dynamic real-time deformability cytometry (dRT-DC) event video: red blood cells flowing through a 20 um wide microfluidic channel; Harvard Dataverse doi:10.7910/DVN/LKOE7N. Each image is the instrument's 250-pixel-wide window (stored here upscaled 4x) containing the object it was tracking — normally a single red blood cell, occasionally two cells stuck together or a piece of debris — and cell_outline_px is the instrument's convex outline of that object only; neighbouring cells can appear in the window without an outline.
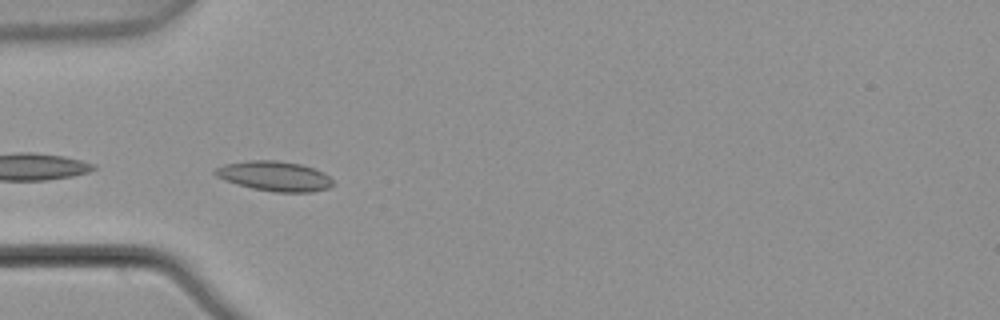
{"species": "common noctule bat (a hibernating species)", "species_latin": "Nyctalus noctula", "temperature_condition": "warm", "stored_images_in_passage": 8, "camera_frame_rate_fps": 3000, "um_per_image_px": 0.085, "animal": {"sex": "male", "body_mass_g": 21.5, "forearm_length_mm": 52.0}, "frame": {"image": 1, "passage_image": 5, "time_ms": 1.333, "image_size_px": [1000, 320], "cell_outline_px": [[332, 184], [328, 188], [312, 192], [272, 192], [252, 188], [236, 184], [224, 180], [216, 176], [212, 172], [212, 168], [224, 164], [248, 160], [276, 160], [300, 164], [324, 172], [332, 180]], "centroid_in_image_um": [23.27, 14.96], "position_along_channel_um": 61.7, "area_um2": 20.63}}
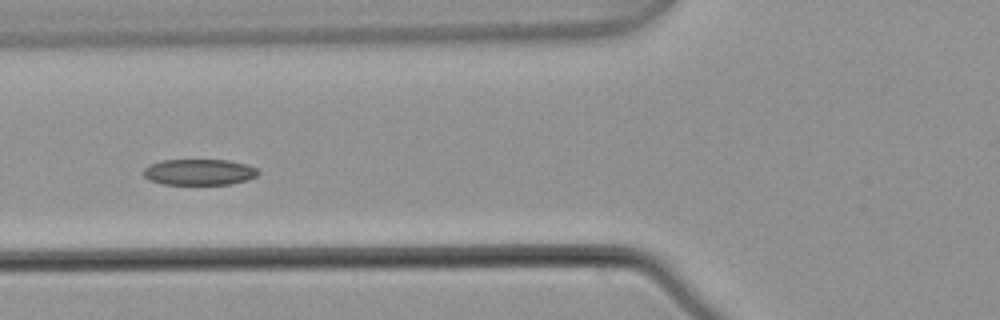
{"frame": {"image": 2, "passage_image": 6, "time_ms": 1.667, "image_size_px": [1000, 320], "cell_outline_px": [[260, 172], [256, 176], [248, 180], [228, 184], [164, 184], [148, 180], [144, 176], [144, 168], [148, 164], [160, 160], [228, 160], [248, 164], [256, 168]], "centroid_in_image_um": [16.92, 14.62], "position_along_channel_um": 108.9, "area_um2": 17.51}}
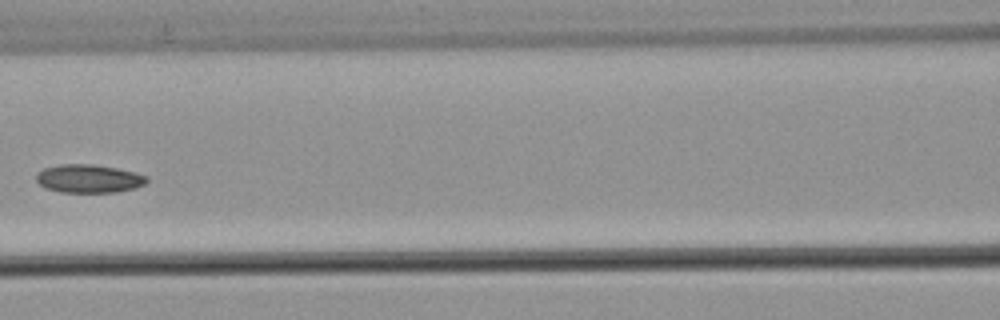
{"frame": {"image": 3, "passage_image": 7, "time_ms": 2.0, "image_size_px": [1000, 320], "cell_outline_px": [[148, 180], [144, 184], [136, 188], [116, 192], [60, 192], [48, 188], [40, 184], [36, 180], [36, 172], [44, 168], [60, 164], [92, 164], [116, 168], [136, 172], [148, 176]], "centroid_in_image_um": [7.56, 15.18], "position_along_channel_um": 159.0, "area_um2": 18.26}}